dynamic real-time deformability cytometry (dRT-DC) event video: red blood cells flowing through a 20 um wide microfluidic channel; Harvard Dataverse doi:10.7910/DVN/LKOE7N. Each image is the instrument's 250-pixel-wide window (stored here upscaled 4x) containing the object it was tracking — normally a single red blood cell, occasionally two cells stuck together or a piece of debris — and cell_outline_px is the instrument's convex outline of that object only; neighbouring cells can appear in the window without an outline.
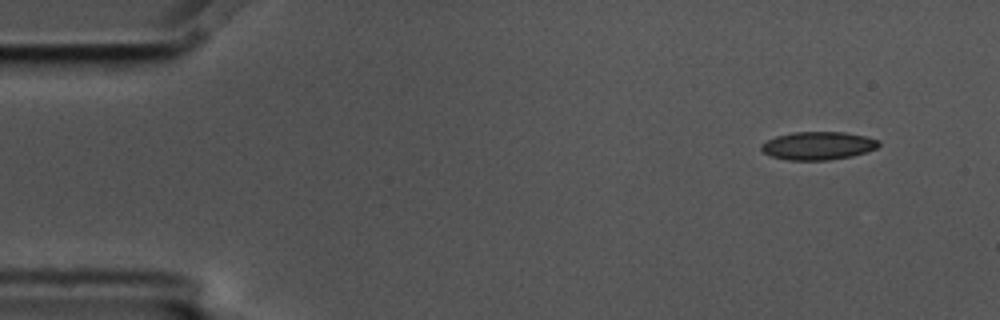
{"species": "common noctule bat (a hibernating species)", "species_latin": "Nyctalus noctula", "temperature_condition": "cold", "stored_images_in_passage": 12, "camera_frame_rate_fps": 3000, "um_per_image_px": 0.085, "animal": {"sex": "male", "body_mass_g": 17.5, "forearm_length_mm": 52.3}, "frame": {"image": 1, "passage_image": 1, "time_ms": 0.0, "image_size_px": [1000, 320], "cell_outline_px": [[880, 144], [876, 148], [852, 156], [828, 160], [788, 160], [772, 156], [764, 152], [760, 148], [760, 144], [776, 136], [792, 132], [844, 132], [864, 136], [880, 140]], "centroid_in_image_um": [69.52, 12.38], "position_along_channel_um": 15.5, "area_um2": 19.13}}
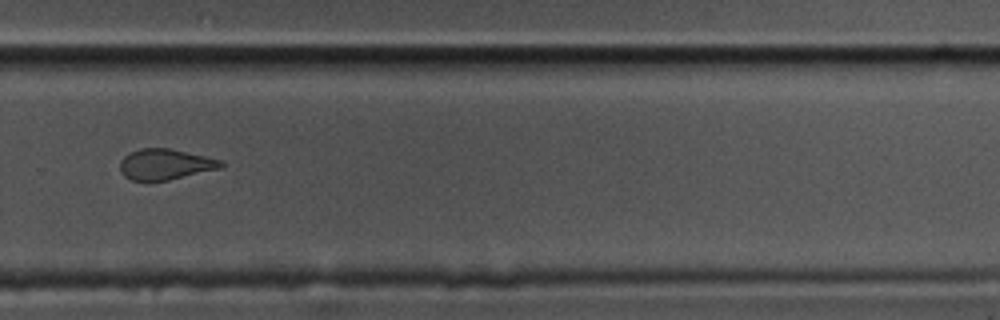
{"frame": {"image": 2, "passage_image": 10, "time_ms": 3.0, "image_size_px": [1000, 320], "cell_outline_px": [[224, 168], [168, 180], [132, 180], [124, 176], [120, 172], [120, 160], [128, 152], [140, 148], [168, 148], [224, 160]], "centroid_in_image_um": [14.07, 13.96], "position_along_channel_um": 315.7, "area_um2": 18.26}}
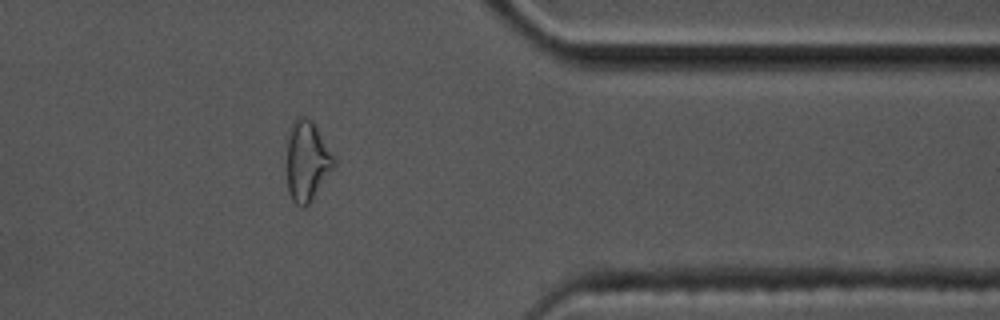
{"frame": {"image": 3, "passage_image": 12, "time_ms": 3.667, "image_size_px": [1000, 320], "cell_outline_px": [[336, 160], [332, 168], [312, 200], [304, 208], [296, 204], [292, 200], [288, 192], [288, 128], [296, 116], [304, 116], [312, 120]], "centroid_in_image_um": [26.07, 13.66], "position_along_channel_um": 385.3, "area_um2": 21.68}}